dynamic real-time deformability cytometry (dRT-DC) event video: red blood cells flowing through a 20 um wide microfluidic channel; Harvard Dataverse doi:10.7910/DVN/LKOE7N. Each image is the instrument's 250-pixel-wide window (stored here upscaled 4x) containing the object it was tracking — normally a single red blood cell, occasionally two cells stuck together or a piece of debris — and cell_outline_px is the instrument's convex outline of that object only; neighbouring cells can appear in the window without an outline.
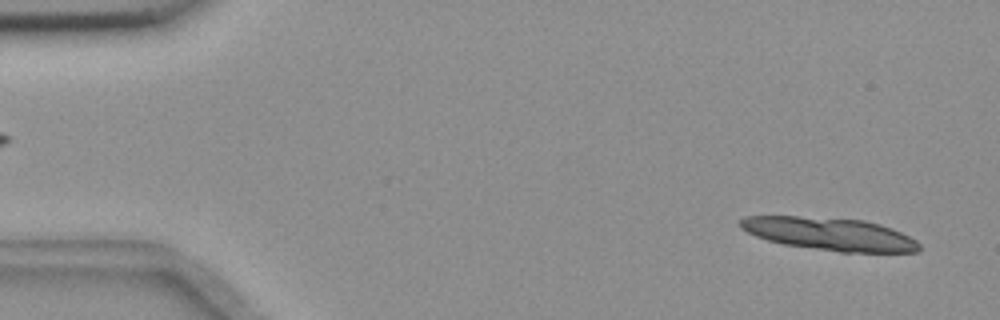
{"species": "common noctule bat (a hibernating species)", "species_latin": "Nyctalus noctula", "temperature_condition": "room temperature", "stored_images_in_passage": 2, "camera_frame_rate_fps": 3000, "um_per_image_px": 0.085, "animal": {"sex": "female", "body_mass_g": 18.4}, "frame": {"image": 1, "passage_image": 2, "time_ms": 0.333, "image_size_px": [1000, 320], "cell_outline_px": [[920, 248], [916, 252], [840, 252], [784, 244], [768, 240], [756, 236], [740, 228], [740, 220], [744, 216], [796, 216], [864, 220], [880, 224], [892, 228], [916, 240], [920, 244]], "centroid_in_image_um": [70.52, 19.88], "position_along_channel_um": 14.5, "area_um2": 33.99}}